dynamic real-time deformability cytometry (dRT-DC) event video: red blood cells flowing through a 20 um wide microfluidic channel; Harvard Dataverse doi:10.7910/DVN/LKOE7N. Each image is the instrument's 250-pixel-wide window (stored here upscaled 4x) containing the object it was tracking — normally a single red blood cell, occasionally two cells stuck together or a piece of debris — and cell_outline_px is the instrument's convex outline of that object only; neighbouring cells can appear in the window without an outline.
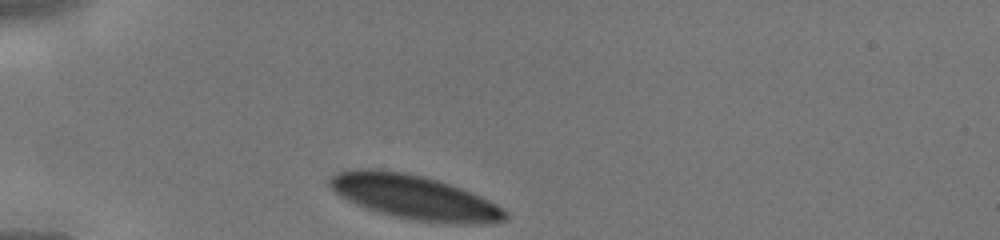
{"species": "human", "species_latin": "Homo sapiens", "temperature_condition": "cold", "stored_images_in_passage": 27, "camera_frame_rate_fps": 3000, "um_per_image_px": 0.085, "donor": {"sex": "male"}, "frame": {"image": 1, "passage_image": 1, "time_ms": 0.0, "image_size_px": [1000, 240], "cell_outline_px": [[508, 216], [504, 220], [492, 224], [460, 224], [412, 220], [364, 208], [340, 196], [328, 184], [328, 180], [336, 172], [348, 168], [376, 168], [404, 172], [436, 180], [460, 188], [480, 196], [504, 208], [508, 212]], "centroid_in_image_um": [35.21, 16.76], "position_along_channel_um": 49.8, "area_um2": 45.32}}
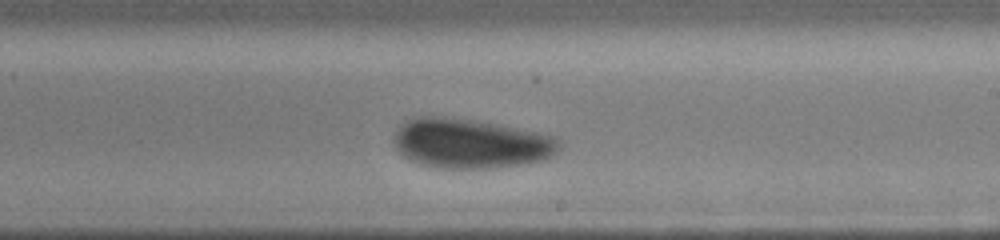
{"frame": {"image": 2, "passage_image": 16, "time_ms": 5.0, "image_size_px": [1000, 240], "cell_outline_px": [[560, 148], [552, 156], [544, 160], [528, 164], [492, 168], [440, 168], [420, 164], [404, 156], [396, 148], [396, 132], [408, 120], [416, 116], [444, 116], [500, 124], [556, 136], [560, 140]], "centroid_in_image_um": [40.08, 12.2], "position_along_channel_um": 248.9, "area_um2": 47.86}}
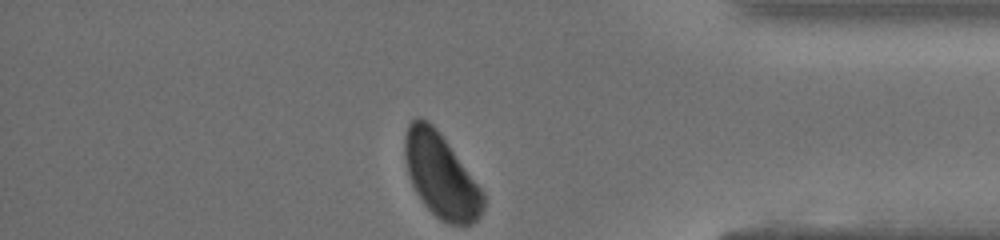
{"frame": {"image": 3, "passage_image": 27, "time_ms": 8.667, "image_size_px": [1000, 240], "cell_outline_px": [[484, 208], [480, 216], [472, 224], [448, 224], [440, 220], [424, 204], [416, 192], [412, 184], [404, 160], [404, 136], [408, 124], [416, 116], [420, 116], [428, 120], [436, 128], [484, 192]], "centroid_in_image_um": [37.46, 14.91], "position_along_channel_um": 397.7, "area_um2": 38.32}}